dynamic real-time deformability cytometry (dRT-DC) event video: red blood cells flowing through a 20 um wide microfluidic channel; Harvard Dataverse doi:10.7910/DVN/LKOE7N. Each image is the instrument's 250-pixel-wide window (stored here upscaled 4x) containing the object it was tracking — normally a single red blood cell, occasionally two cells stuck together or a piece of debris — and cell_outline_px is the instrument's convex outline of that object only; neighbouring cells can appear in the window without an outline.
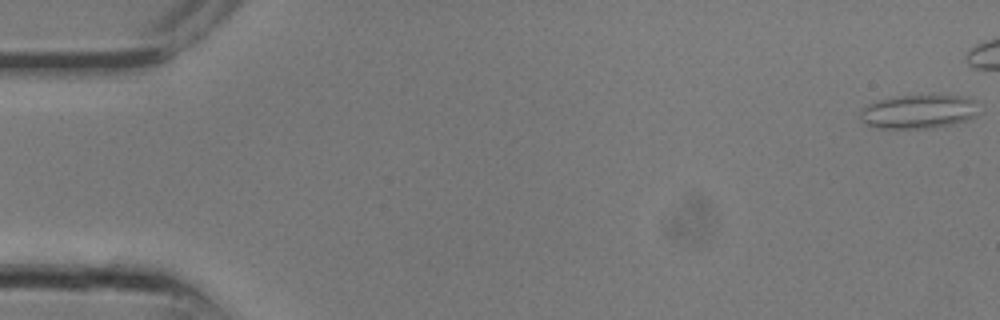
{"species": "common noctule bat (a hibernating species)", "species_latin": "Nyctalus noctula", "temperature_condition": "room temperature", "stored_images_in_passage": 16, "camera_frame_rate_fps": 3000, "um_per_image_px": 0.085, "animal": {"sex": "male", "body_mass_g": 13.3}, "frame": {"image": 1, "passage_image": 1, "time_ms": 0.0, "image_size_px": [1000, 320], "cell_outline_px": [[976, 116], [968, 120], [952, 124], [932, 128], [880, 128], [868, 124], [860, 120], [860, 108], [868, 104], [880, 100], [900, 96], [932, 92], [960, 96], [976, 100]], "centroid_in_image_um": [78.1, 9.45], "position_along_channel_um": 6.9, "area_um2": 23.99}}
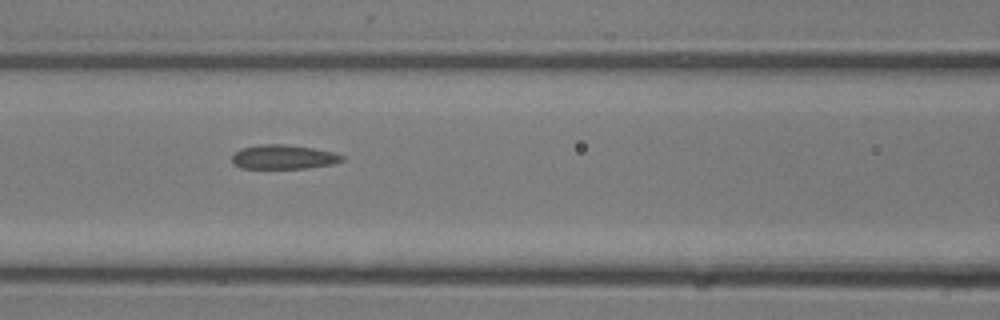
{"frame": {"image": 2, "passage_image": 12, "time_ms": 3.667, "image_size_px": [1000, 320], "cell_outline_px": [[344, 160], [332, 164], [308, 168], [240, 168], [232, 164], [232, 156], [236, 152], [244, 148], [264, 144], [284, 144], [312, 148], [332, 152], [344, 156]], "centroid_in_image_um": [24.1, 13.35], "position_along_channel_um": 142.5, "area_um2": 15.37}}
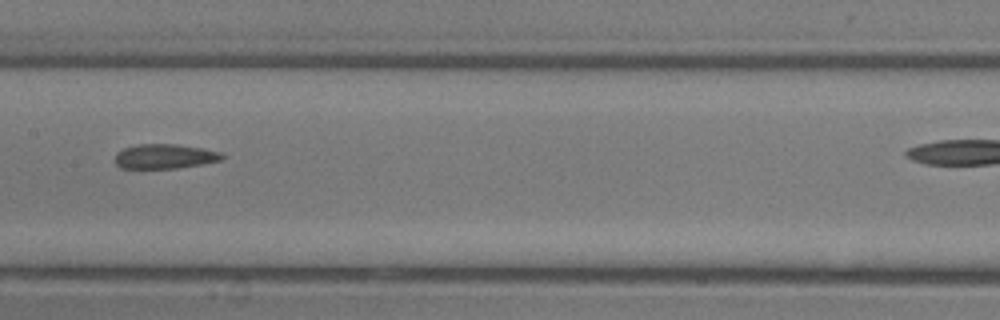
{"frame": {"image": 3, "passage_image": 14, "time_ms": 4.333, "image_size_px": [1000, 320], "cell_outline_px": [[224, 156], [220, 160], [200, 164], [176, 168], [120, 168], [116, 164], [116, 152], [124, 148], [136, 144], [176, 144], [204, 148], [220, 152]], "centroid_in_image_um": [13.97, 13.28], "position_along_channel_um": 193.4, "area_um2": 15.26}}